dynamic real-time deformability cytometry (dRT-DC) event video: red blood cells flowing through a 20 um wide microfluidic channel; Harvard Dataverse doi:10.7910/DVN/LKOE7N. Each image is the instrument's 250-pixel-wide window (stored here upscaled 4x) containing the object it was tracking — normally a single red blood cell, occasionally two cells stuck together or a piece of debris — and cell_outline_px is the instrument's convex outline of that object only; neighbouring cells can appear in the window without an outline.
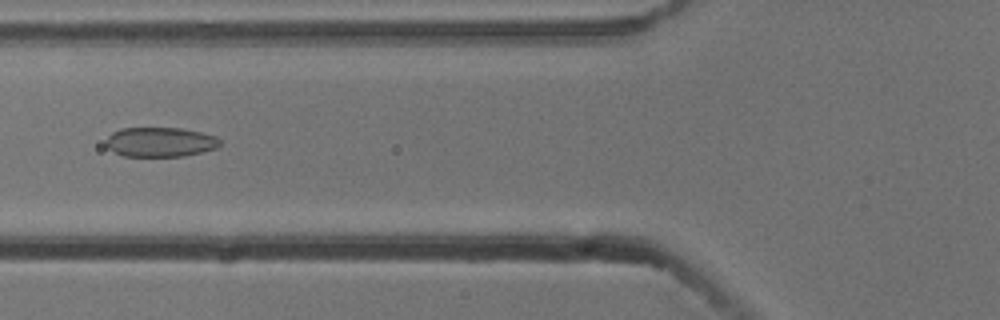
{"species": "common noctule bat (a hibernating species)", "species_latin": "Nyctalus noctula", "temperature_condition": "cold", "stored_images_in_passage": 53, "camera_frame_rate_fps": 3000, "um_per_image_px": 0.085, "animal": {"sex": "male", "body_mass_g": 13.3}, "frame": {"image": 1, "passage_image": 20, "time_ms": 6.333, "image_size_px": [1000, 320], "cell_outline_px": [[220, 144], [216, 148], [184, 156], [124, 156], [108, 148], [108, 136], [112, 132], [120, 128], [180, 128], [200, 132], [216, 136], [220, 140]], "centroid_in_image_um": [13.63, 12.06], "position_along_channel_um": 112.2, "area_um2": 19.42}}
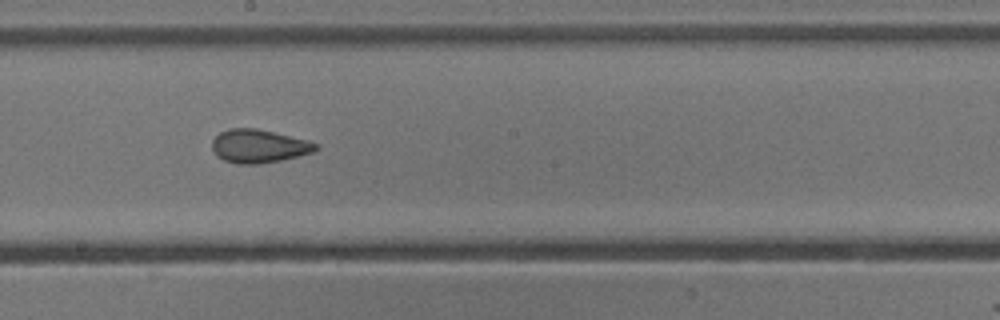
{"frame": {"image": 2, "passage_image": 29, "time_ms": 9.333, "image_size_px": [1000, 320], "cell_outline_px": [[320, 148], [312, 152], [280, 160], [260, 164], [236, 164], [224, 160], [216, 156], [212, 148], [212, 140], [220, 132], [228, 128], [256, 128], [308, 140], [316, 144]], "centroid_in_image_um": [21.96, 12.42], "position_along_channel_um": 226.2, "area_um2": 20.11}}
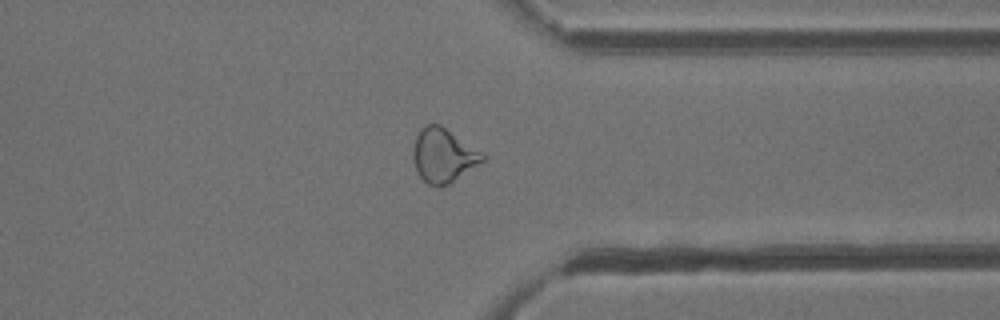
{"frame": {"image": 3, "passage_image": 41, "time_ms": 13.333, "image_size_px": [1000, 320], "cell_outline_px": [[484, 160], [448, 184], [440, 188], [428, 184], [420, 176], [416, 168], [412, 156], [412, 148], [416, 136], [420, 128], [424, 124], [440, 124], [484, 152]], "centroid_in_image_um": [37.66, 13.18], "position_along_channel_um": 373.7, "area_um2": 21.91}, "authors_computed_cell_mechanics": {"area_um2": 22.253, "velocity_mm_per_s": 3.7904, "shape_relaxation_time_tau1_ms": null, "shape_relaxation_time_tau2_ms": 1.8268, "deformation_change_tau1": null, "deformation_change_tau2": 0.0867}}